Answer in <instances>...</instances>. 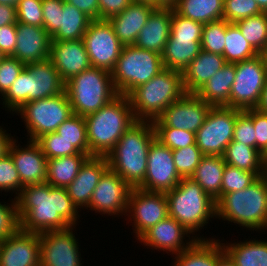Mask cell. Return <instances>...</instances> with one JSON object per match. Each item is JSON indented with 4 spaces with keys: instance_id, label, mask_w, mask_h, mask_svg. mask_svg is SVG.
I'll use <instances>...</instances> for the list:
<instances>
[{
    "instance_id": "obj_1",
    "label": "cell",
    "mask_w": 267,
    "mask_h": 266,
    "mask_svg": "<svg viewBox=\"0 0 267 266\" xmlns=\"http://www.w3.org/2000/svg\"><path fill=\"white\" fill-rule=\"evenodd\" d=\"M16 201L20 230L27 233L76 227L80 217L67 189L47 182L24 186Z\"/></svg>"
},
{
    "instance_id": "obj_2",
    "label": "cell",
    "mask_w": 267,
    "mask_h": 266,
    "mask_svg": "<svg viewBox=\"0 0 267 266\" xmlns=\"http://www.w3.org/2000/svg\"><path fill=\"white\" fill-rule=\"evenodd\" d=\"M156 139L152 121L137 120L106 156L109 168L132 188H138L147 172V154Z\"/></svg>"
},
{
    "instance_id": "obj_3",
    "label": "cell",
    "mask_w": 267,
    "mask_h": 266,
    "mask_svg": "<svg viewBox=\"0 0 267 266\" xmlns=\"http://www.w3.org/2000/svg\"><path fill=\"white\" fill-rule=\"evenodd\" d=\"M90 156L106 157L137 120L128 96L119 94L98 111L84 116Z\"/></svg>"
},
{
    "instance_id": "obj_4",
    "label": "cell",
    "mask_w": 267,
    "mask_h": 266,
    "mask_svg": "<svg viewBox=\"0 0 267 266\" xmlns=\"http://www.w3.org/2000/svg\"><path fill=\"white\" fill-rule=\"evenodd\" d=\"M216 218L242 228L267 230V173L241 191L224 194L216 202ZM263 230V231H262Z\"/></svg>"
},
{
    "instance_id": "obj_5",
    "label": "cell",
    "mask_w": 267,
    "mask_h": 266,
    "mask_svg": "<svg viewBox=\"0 0 267 266\" xmlns=\"http://www.w3.org/2000/svg\"><path fill=\"white\" fill-rule=\"evenodd\" d=\"M64 91L65 83L48 58L25 66L8 92L1 98L2 105L11 113L26 102L54 97Z\"/></svg>"
},
{
    "instance_id": "obj_6",
    "label": "cell",
    "mask_w": 267,
    "mask_h": 266,
    "mask_svg": "<svg viewBox=\"0 0 267 266\" xmlns=\"http://www.w3.org/2000/svg\"><path fill=\"white\" fill-rule=\"evenodd\" d=\"M184 94L182 73L164 68L150 81L135 88L128 98L136 120L153 121Z\"/></svg>"
},
{
    "instance_id": "obj_7",
    "label": "cell",
    "mask_w": 267,
    "mask_h": 266,
    "mask_svg": "<svg viewBox=\"0 0 267 266\" xmlns=\"http://www.w3.org/2000/svg\"><path fill=\"white\" fill-rule=\"evenodd\" d=\"M168 216L174 218L191 234L216 218V201L190 178H182L179 184L165 193Z\"/></svg>"
},
{
    "instance_id": "obj_8",
    "label": "cell",
    "mask_w": 267,
    "mask_h": 266,
    "mask_svg": "<svg viewBox=\"0 0 267 266\" xmlns=\"http://www.w3.org/2000/svg\"><path fill=\"white\" fill-rule=\"evenodd\" d=\"M65 91L73 114L80 116L98 111L119 95L111 72L92 66L67 81Z\"/></svg>"
},
{
    "instance_id": "obj_9",
    "label": "cell",
    "mask_w": 267,
    "mask_h": 266,
    "mask_svg": "<svg viewBox=\"0 0 267 266\" xmlns=\"http://www.w3.org/2000/svg\"><path fill=\"white\" fill-rule=\"evenodd\" d=\"M163 69L159 53L128 45L122 47L111 71V77L118 94L128 96L135 88L150 81Z\"/></svg>"
},
{
    "instance_id": "obj_10",
    "label": "cell",
    "mask_w": 267,
    "mask_h": 266,
    "mask_svg": "<svg viewBox=\"0 0 267 266\" xmlns=\"http://www.w3.org/2000/svg\"><path fill=\"white\" fill-rule=\"evenodd\" d=\"M15 113L23 118L30 141L56 132L73 115L66 91L54 97L26 102Z\"/></svg>"
},
{
    "instance_id": "obj_11",
    "label": "cell",
    "mask_w": 267,
    "mask_h": 266,
    "mask_svg": "<svg viewBox=\"0 0 267 266\" xmlns=\"http://www.w3.org/2000/svg\"><path fill=\"white\" fill-rule=\"evenodd\" d=\"M235 72L230 107L241 111L257 108L267 77V67L262 55L235 63Z\"/></svg>"
},
{
    "instance_id": "obj_12",
    "label": "cell",
    "mask_w": 267,
    "mask_h": 266,
    "mask_svg": "<svg viewBox=\"0 0 267 266\" xmlns=\"http://www.w3.org/2000/svg\"><path fill=\"white\" fill-rule=\"evenodd\" d=\"M241 110L212 106L203 125L195 133L196 145L203 155L223 156L232 142L236 117Z\"/></svg>"
},
{
    "instance_id": "obj_13",
    "label": "cell",
    "mask_w": 267,
    "mask_h": 266,
    "mask_svg": "<svg viewBox=\"0 0 267 266\" xmlns=\"http://www.w3.org/2000/svg\"><path fill=\"white\" fill-rule=\"evenodd\" d=\"M92 67L111 72L123 45L108 20H92L82 38Z\"/></svg>"
},
{
    "instance_id": "obj_14",
    "label": "cell",
    "mask_w": 267,
    "mask_h": 266,
    "mask_svg": "<svg viewBox=\"0 0 267 266\" xmlns=\"http://www.w3.org/2000/svg\"><path fill=\"white\" fill-rule=\"evenodd\" d=\"M126 216L133 222L136 238L168 216V202L165 193L149 192L133 188L128 201ZM132 219V220H131Z\"/></svg>"
},
{
    "instance_id": "obj_15",
    "label": "cell",
    "mask_w": 267,
    "mask_h": 266,
    "mask_svg": "<svg viewBox=\"0 0 267 266\" xmlns=\"http://www.w3.org/2000/svg\"><path fill=\"white\" fill-rule=\"evenodd\" d=\"M182 178L177 173L172 150L155 139L147 154V172L139 189L166 193L175 188Z\"/></svg>"
},
{
    "instance_id": "obj_16",
    "label": "cell",
    "mask_w": 267,
    "mask_h": 266,
    "mask_svg": "<svg viewBox=\"0 0 267 266\" xmlns=\"http://www.w3.org/2000/svg\"><path fill=\"white\" fill-rule=\"evenodd\" d=\"M212 105L196 94L185 93L168 105L163 113L152 121L153 126H168L196 133L203 125Z\"/></svg>"
},
{
    "instance_id": "obj_17",
    "label": "cell",
    "mask_w": 267,
    "mask_h": 266,
    "mask_svg": "<svg viewBox=\"0 0 267 266\" xmlns=\"http://www.w3.org/2000/svg\"><path fill=\"white\" fill-rule=\"evenodd\" d=\"M74 228L39 234L40 266H83Z\"/></svg>"
},
{
    "instance_id": "obj_18",
    "label": "cell",
    "mask_w": 267,
    "mask_h": 266,
    "mask_svg": "<svg viewBox=\"0 0 267 266\" xmlns=\"http://www.w3.org/2000/svg\"><path fill=\"white\" fill-rule=\"evenodd\" d=\"M132 187L108 168L99 180L89 203V210L100 214L126 215Z\"/></svg>"
},
{
    "instance_id": "obj_19",
    "label": "cell",
    "mask_w": 267,
    "mask_h": 266,
    "mask_svg": "<svg viewBox=\"0 0 267 266\" xmlns=\"http://www.w3.org/2000/svg\"><path fill=\"white\" fill-rule=\"evenodd\" d=\"M189 234V236H188ZM187 235V236H186ZM191 233L186 230L174 218L167 216L155 226L148 229L139 239L146 247H151L152 250L165 251L167 254L172 252V255L180 254L182 251L189 248L196 240H207V237L202 238L195 235L190 240ZM189 237L188 242L183 239ZM194 237V238H193ZM186 243V244H185ZM154 248V249H153Z\"/></svg>"
},
{
    "instance_id": "obj_20",
    "label": "cell",
    "mask_w": 267,
    "mask_h": 266,
    "mask_svg": "<svg viewBox=\"0 0 267 266\" xmlns=\"http://www.w3.org/2000/svg\"><path fill=\"white\" fill-rule=\"evenodd\" d=\"M0 266H40L39 234L19 229L0 241Z\"/></svg>"
},
{
    "instance_id": "obj_21",
    "label": "cell",
    "mask_w": 267,
    "mask_h": 266,
    "mask_svg": "<svg viewBox=\"0 0 267 266\" xmlns=\"http://www.w3.org/2000/svg\"><path fill=\"white\" fill-rule=\"evenodd\" d=\"M16 142L15 139L11 142L8 153L14 161L21 184L27 186L46 182L48 159L40 146L30 140L25 145L27 148L17 145Z\"/></svg>"
},
{
    "instance_id": "obj_22",
    "label": "cell",
    "mask_w": 267,
    "mask_h": 266,
    "mask_svg": "<svg viewBox=\"0 0 267 266\" xmlns=\"http://www.w3.org/2000/svg\"><path fill=\"white\" fill-rule=\"evenodd\" d=\"M49 59L64 83L91 67L82 39L51 41Z\"/></svg>"
},
{
    "instance_id": "obj_23",
    "label": "cell",
    "mask_w": 267,
    "mask_h": 266,
    "mask_svg": "<svg viewBox=\"0 0 267 266\" xmlns=\"http://www.w3.org/2000/svg\"><path fill=\"white\" fill-rule=\"evenodd\" d=\"M109 168L107 157H88L76 176L66 189L77 209H88L90 200L104 172Z\"/></svg>"
},
{
    "instance_id": "obj_24",
    "label": "cell",
    "mask_w": 267,
    "mask_h": 266,
    "mask_svg": "<svg viewBox=\"0 0 267 266\" xmlns=\"http://www.w3.org/2000/svg\"><path fill=\"white\" fill-rule=\"evenodd\" d=\"M51 37L43 27L17 23L16 48L12 57L25 66L44 61L50 55Z\"/></svg>"
},
{
    "instance_id": "obj_25",
    "label": "cell",
    "mask_w": 267,
    "mask_h": 266,
    "mask_svg": "<svg viewBox=\"0 0 267 266\" xmlns=\"http://www.w3.org/2000/svg\"><path fill=\"white\" fill-rule=\"evenodd\" d=\"M155 8L148 3L131 2L121 13L108 19L123 46L135 44L140 30Z\"/></svg>"
},
{
    "instance_id": "obj_26",
    "label": "cell",
    "mask_w": 267,
    "mask_h": 266,
    "mask_svg": "<svg viewBox=\"0 0 267 266\" xmlns=\"http://www.w3.org/2000/svg\"><path fill=\"white\" fill-rule=\"evenodd\" d=\"M171 21L172 8L156 7L140 30L134 45L161 55L170 36Z\"/></svg>"
},
{
    "instance_id": "obj_27",
    "label": "cell",
    "mask_w": 267,
    "mask_h": 266,
    "mask_svg": "<svg viewBox=\"0 0 267 266\" xmlns=\"http://www.w3.org/2000/svg\"><path fill=\"white\" fill-rule=\"evenodd\" d=\"M225 64L223 55L201 50L182 72L185 93L196 94Z\"/></svg>"
},
{
    "instance_id": "obj_28",
    "label": "cell",
    "mask_w": 267,
    "mask_h": 266,
    "mask_svg": "<svg viewBox=\"0 0 267 266\" xmlns=\"http://www.w3.org/2000/svg\"><path fill=\"white\" fill-rule=\"evenodd\" d=\"M92 19L75 6L58 0L57 32L51 41H72L83 38Z\"/></svg>"
},
{
    "instance_id": "obj_29",
    "label": "cell",
    "mask_w": 267,
    "mask_h": 266,
    "mask_svg": "<svg viewBox=\"0 0 267 266\" xmlns=\"http://www.w3.org/2000/svg\"><path fill=\"white\" fill-rule=\"evenodd\" d=\"M202 38L169 37L161 54L163 67L178 72L183 70L201 52Z\"/></svg>"
},
{
    "instance_id": "obj_30",
    "label": "cell",
    "mask_w": 267,
    "mask_h": 266,
    "mask_svg": "<svg viewBox=\"0 0 267 266\" xmlns=\"http://www.w3.org/2000/svg\"><path fill=\"white\" fill-rule=\"evenodd\" d=\"M235 75V63H226L196 95L212 106L230 107V92Z\"/></svg>"
},
{
    "instance_id": "obj_31",
    "label": "cell",
    "mask_w": 267,
    "mask_h": 266,
    "mask_svg": "<svg viewBox=\"0 0 267 266\" xmlns=\"http://www.w3.org/2000/svg\"><path fill=\"white\" fill-rule=\"evenodd\" d=\"M223 253L224 248L218 239L196 240L189 248L175 255L172 266H216Z\"/></svg>"
},
{
    "instance_id": "obj_32",
    "label": "cell",
    "mask_w": 267,
    "mask_h": 266,
    "mask_svg": "<svg viewBox=\"0 0 267 266\" xmlns=\"http://www.w3.org/2000/svg\"><path fill=\"white\" fill-rule=\"evenodd\" d=\"M225 164L223 156L204 155L191 176L216 202L221 198V184Z\"/></svg>"
},
{
    "instance_id": "obj_33",
    "label": "cell",
    "mask_w": 267,
    "mask_h": 266,
    "mask_svg": "<svg viewBox=\"0 0 267 266\" xmlns=\"http://www.w3.org/2000/svg\"><path fill=\"white\" fill-rule=\"evenodd\" d=\"M227 165L255 173L258 177L267 173L263 155L254 147L232 140L223 155Z\"/></svg>"
},
{
    "instance_id": "obj_34",
    "label": "cell",
    "mask_w": 267,
    "mask_h": 266,
    "mask_svg": "<svg viewBox=\"0 0 267 266\" xmlns=\"http://www.w3.org/2000/svg\"><path fill=\"white\" fill-rule=\"evenodd\" d=\"M221 244L235 266H267L266 240L250 239L245 242Z\"/></svg>"
},
{
    "instance_id": "obj_35",
    "label": "cell",
    "mask_w": 267,
    "mask_h": 266,
    "mask_svg": "<svg viewBox=\"0 0 267 266\" xmlns=\"http://www.w3.org/2000/svg\"><path fill=\"white\" fill-rule=\"evenodd\" d=\"M89 156L84 153L48 159L46 182L52 187L66 188L76 178Z\"/></svg>"
},
{
    "instance_id": "obj_36",
    "label": "cell",
    "mask_w": 267,
    "mask_h": 266,
    "mask_svg": "<svg viewBox=\"0 0 267 266\" xmlns=\"http://www.w3.org/2000/svg\"><path fill=\"white\" fill-rule=\"evenodd\" d=\"M179 15L203 24L224 19V0H178Z\"/></svg>"
},
{
    "instance_id": "obj_37",
    "label": "cell",
    "mask_w": 267,
    "mask_h": 266,
    "mask_svg": "<svg viewBox=\"0 0 267 266\" xmlns=\"http://www.w3.org/2000/svg\"><path fill=\"white\" fill-rule=\"evenodd\" d=\"M225 39L223 57L226 63H238L259 54L242 36L241 31L234 23L226 21Z\"/></svg>"
},
{
    "instance_id": "obj_38",
    "label": "cell",
    "mask_w": 267,
    "mask_h": 266,
    "mask_svg": "<svg viewBox=\"0 0 267 266\" xmlns=\"http://www.w3.org/2000/svg\"><path fill=\"white\" fill-rule=\"evenodd\" d=\"M234 24L259 54L265 49L267 44V12L239 20Z\"/></svg>"
},
{
    "instance_id": "obj_39",
    "label": "cell",
    "mask_w": 267,
    "mask_h": 266,
    "mask_svg": "<svg viewBox=\"0 0 267 266\" xmlns=\"http://www.w3.org/2000/svg\"><path fill=\"white\" fill-rule=\"evenodd\" d=\"M56 132L61 138L72 144L79 152L89 156V145L84 116L73 114L57 128Z\"/></svg>"
},
{
    "instance_id": "obj_40",
    "label": "cell",
    "mask_w": 267,
    "mask_h": 266,
    "mask_svg": "<svg viewBox=\"0 0 267 266\" xmlns=\"http://www.w3.org/2000/svg\"><path fill=\"white\" fill-rule=\"evenodd\" d=\"M226 20L221 19L204 24L202 30V50L223 55L225 47Z\"/></svg>"
},
{
    "instance_id": "obj_41",
    "label": "cell",
    "mask_w": 267,
    "mask_h": 266,
    "mask_svg": "<svg viewBox=\"0 0 267 266\" xmlns=\"http://www.w3.org/2000/svg\"><path fill=\"white\" fill-rule=\"evenodd\" d=\"M156 139L172 151L196 145L195 133L168 126H154Z\"/></svg>"
},
{
    "instance_id": "obj_42",
    "label": "cell",
    "mask_w": 267,
    "mask_h": 266,
    "mask_svg": "<svg viewBox=\"0 0 267 266\" xmlns=\"http://www.w3.org/2000/svg\"><path fill=\"white\" fill-rule=\"evenodd\" d=\"M177 173L181 178H190L204 156L197 145H188L172 151Z\"/></svg>"
},
{
    "instance_id": "obj_43",
    "label": "cell",
    "mask_w": 267,
    "mask_h": 266,
    "mask_svg": "<svg viewBox=\"0 0 267 266\" xmlns=\"http://www.w3.org/2000/svg\"><path fill=\"white\" fill-rule=\"evenodd\" d=\"M259 177L253 173L225 164L221 184V197L224 194L241 191L254 183Z\"/></svg>"
},
{
    "instance_id": "obj_44",
    "label": "cell",
    "mask_w": 267,
    "mask_h": 266,
    "mask_svg": "<svg viewBox=\"0 0 267 266\" xmlns=\"http://www.w3.org/2000/svg\"><path fill=\"white\" fill-rule=\"evenodd\" d=\"M35 142L40 146L47 159L80 153L72 144L61 138L57 132L40 136Z\"/></svg>"
},
{
    "instance_id": "obj_45",
    "label": "cell",
    "mask_w": 267,
    "mask_h": 266,
    "mask_svg": "<svg viewBox=\"0 0 267 266\" xmlns=\"http://www.w3.org/2000/svg\"><path fill=\"white\" fill-rule=\"evenodd\" d=\"M262 12L255 0H224V20L228 23H235Z\"/></svg>"
},
{
    "instance_id": "obj_46",
    "label": "cell",
    "mask_w": 267,
    "mask_h": 266,
    "mask_svg": "<svg viewBox=\"0 0 267 266\" xmlns=\"http://www.w3.org/2000/svg\"><path fill=\"white\" fill-rule=\"evenodd\" d=\"M24 186L21 184L19 173L9 153L0 158V191L15 192L17 198Z\"/></svg>"
},
{
    "instance_id": "obj_47",
    "label": "cell",
    "mask_w": 267,
    "mask_h": 266,
    "mask_svg": "<svg viewBox=\"0 0 267 266\" xmlns=\"http://www.w3.org/2000/svg\"><path fill=\"white\" fill-rule=\"evenodd\" d=\"M255 132L253 127V109L242 111L236 117L232 140L256 148Z\"/></svg>"
},
{
    "instance_id": "obj_48",
    "label": "cell",
    "mask_w": 267,
    "mask_h": 266,
    "mask_svg": "<svg viewBox=\"0 0 267 266\" xmlns=\"http://www.w3.org/2000/svg\"><path fill=\"white\" fill-rule=\"evenodd\" d=\"M203 26V23L183 17L172 8L169 37L202 38Z\"/></svg>"
},
{
    "instance_id": "obj_49",
    "label": "cell",
    "mask_w": 267,
    "mask_h": 266,
    "mask_svg": "<svg viewBox=\"0 0 267 266\" xmlns=\"http://www.w3.org/2000/svg\"><path fill=\"white\" fill-rule=\"evenodd\" d=\"M20 229L16 198L11 205L0 202V241L14 235Z\"/></svg>"
},
{
    "instance_id": "obj_50",
    "label": "cell",
    "mask_w": 267,
    "mask_h": 266,
    "mask_svg": "<svg viewBox=\"0 0 267 266\" xmlns=\"http://www.w3.org/2000/svg\"><path fill=\"white\" fill-rule=\"evenodd\" d=\"M16 13L17 23L43 27L42 0H20Z\"/></svg>"
},
{
    "instance_id": "obj_51",
    "label": "cell",
    "mask_w": 267,
    "mask_h": 266,
    "mask_svg": "<svg viewBox=\"0 0 267 266\" xmlns=\"http://www.w3.org/2000/svg\"><path fill=\"white\" fill-rule=\"evenodd\" d=\"M24 68L25 65L12 56H6L0 62V96L8 92Z\"/></svg>"
},
{
    "instance_id": "obj_52",
    "label": "cell",
    "mask_w": 267,
    "mask_h": 266,
    "mask_svg": "<svg viewBox=\"0 0 267 266\" xmlns=\"http://www.w3.org/2000/svg\"><path fill=\"white\" fill-rule=\"evenodd\" d=\"M256 149L263 155L267 151V113L253 109Z\"/></svg>"
},
{
    "instance_id": "obj_53",
    "label": "cell",
    "mask_w": 267,
    "mask_h": 266,
    "mask_svg": "<svg viewBox=\"0 0 267 266\" xmlns=\"http://www.w3.org/2000/svg\"><path fill=\"white\" fill-rule=\"evenodd\" d=\"M43 28L52 37L57 32L58 0H42Z\"/></svg>"
},
{
    "instance_id": "obj_54",
    "label": "cell",
    "mask_w": 267,
    "mask_h": 266,
    "mask_svg": "<svg viewBox=\"0 0 267 266\" xmlns=\"http://www.w3.org/2000/svg\"><path fill=\"white\" fill-rule=\"evenodd\" d=\"M17 23L0 27V50L5 56H13L16 48Z\"/></svg>"
},
{
    "instance_id": "obj_55",
    "label": "cell",
    "mask_w": 267,
    "mask_h": 266,
    "mask_svg": "<svg viewBox=\"0 0 267 266\" xmlns=\"http://www.w3.org/2000/svg\"><path fill=\"white\" fill-rule=\"evenodd\" d=\"M99 20H108L113 15L121 13L132 0H98Z\"/></svg>"
},
{
    "instance_id": "obj_56",
    "label": "cell",
    "mask_w": 267,
    "mask_h": 266,
    "mask_svg": "<svg viewBox=\"0 0 267 266\" xmlns=\"http://www.w3.org/2000/svg\"><path fill=\"white\" fill-rule=\"evenodd\" d=\"M64 2L75 6L77 9L88 15L92 20H99L98 0H64Z\"/></svg>"
},
{
    "instance_id": "obj_57",
    "label": "cell",
    "mask_w": 267,
    "mask_h": 266,
    "mask_svg": "<svg viewBox=\"0 0 267 266\" xmlns=\"http://www.w3.org/2000/svg\"><path fill=\"white\" fill-rule=\"evenodd\" d=\"M17 23L16 8L11 5L0 4V27Z\"/></svg>"
},
{
    "instance_id": "obj_58",
    "label": "cell",
    "mask_w": 267,
    "mask_h": 266,
    "mask_svg": "<svg viewBox=\"0 0 267 266\" xmlns=\"http://www.w3.org/2000/svg\"><path fill=\"white\" fill-rule=\"evenodd\" d=\"M10 136L11 134H8L6 130L0 126V158L8 153L11 142L14 140V137Z\"/></svg>"
},
{
    "instance_id": "obj_59",
    "label": "cell",
    "mask_w": 267,
    "mask_h": 266,
    "mask_svg": "<svg viewBox=\"0 0 267 266\" xmlns=\"http://www.w3.org/2000/svg\"><path fill=\"white\" fill-rule=\"evenodd\" d=\"M257 109L259 111L267 113V77L265 80V86H264V89L262 91L261 99H260V102L257 106Z\"/></svg>"
},
{
    "instance_id": "obj_60",
    "label": "cell",
    "mask_w": 267,
    "mask_h": 266,
    "mask_svg": "<svg viewBox=\"0 0 267 266\" xmlns=\"http://www.w3.org/2000/svg\"><path fill=\"white\" fill-rule=\"evenodd\" d=\"M177 2L178 0H153V5L161 8H174Z\"/></svg>"
},
{
    "instance_id": "obj_61",
    "label": "cell",
    "mask_w": 267,
    "mask_h": 266,
    "mask_svg": "<svg viewBox=\"0 0 267 266\" xmlns=\"http://www.w3.org/2000/svg\"><path fill=\"white\" fill-rule=\"evenodd\" d=\"M216 266H235L234 262L230 257L224 252L217 260Z\"/></svg>"
},
{
    "instance_id": "obj_62",
    "label": "cell",
    "mask_w": 267,
    "mask_h": 266,
    "mask_svg": "<svg viewBox=\"0 0 267 266\" xmlns=\"http://www.w3.org/2000/svg\"><path fill=\"white\" fill-rule=\"evenodd\" d=\"M20 0H0L1 5H11L13 7H17Z\"/></svg>"
},
{
    "instance_id": "obj_63",
    "label": "cell",
    "mask_w": 267,
    "mask_h": 266,
    "mask_svg": "<svg viewBox=\"0 0 267 266\" xmlns=\"http://www.w3.org/2000/svg\"><path fill=\"white\" fill-rule=\"evenodd\" d=\"M263 12H267V0H255Z\"/></svg>"
},
{
    "instance_id": "obj_64",
    "label": "cell",
    "mask_w": 267,
    "mask_h": 266,
    "mask_svg": "<svg viewBox=\"0 0 267 266\" xmlns=\"http://www.w3.org/2000/svg\"><path fill=\"white\" fill-rule=\"evenodd\" d=\"M264 59L265 66L267 67V44L265 49L260 53Z\"/></svg>"
},
{
    "instance_id": "obj_65",
    "label": "cell",
    "mask_w": 267,
    "mask_h": 266,
    "mask_svg": "<svg viewBox=\"0 0 267 266\" xmlns=\"http://www.w3.org/2000/svg\"><path fill=\"white\" fill-rule=\"evenodd\" d=\"M132 2L148 3L153 5V0H132Z\"/></svg>"
},
{
    "instance_id": "obj_66",
    "label": "cell",
    "mask_w": 267,
    "mask_h": 266,
    "mask_svg": "<svg viewBox=\"0 0 267 266\" xmlns=\"http://www.w3.org/2000/svg\"><path fill=\"white\" fill-rule=\"evenodd\" d=\"M6 56L2 53V51L0 50V62L5 58Z\"/></svg>"
},
{
    "instance_id": "obj_67",
    "label": "cell",
    "mask_w": 267,
    "mask_h": 266,
    "mask_svg": "<svg viewBox=\"0 0 267 266\" xmlns=\"http://www.w3.org/2000/svg\"><path fill=\"white\" fill-rule=\"evenodd\" d=\"M263 158H264V161H265V163L267 165V151L263 154Z\"/></svg>"
}]
</instances>
